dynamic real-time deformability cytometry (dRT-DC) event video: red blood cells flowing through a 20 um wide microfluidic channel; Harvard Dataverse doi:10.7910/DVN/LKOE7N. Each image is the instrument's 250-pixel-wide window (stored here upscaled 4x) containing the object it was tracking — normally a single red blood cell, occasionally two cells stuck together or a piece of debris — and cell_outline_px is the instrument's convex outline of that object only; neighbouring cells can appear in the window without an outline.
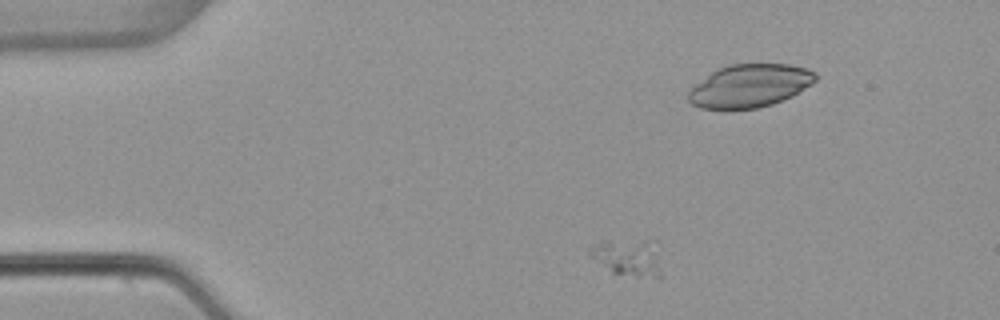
{"species": "common noctule bat (a hibernating species)", "species_latin": "Nyctalus noctula", "temperature_condition": "warm", "stored_images_in_passage": 52, "segment_of_instrument_passage": [2, 3], "camera_frame_rate_fps": 3000, "um_per_image_px": 0.085, "animal": {"sex": "female", "body_mass_g": 22.7, "forearm_length_mm": 54.2}, "frame": {"image": 1, "passage_image": 7, "time_ms": 2.0, "image_size_px": [1000, 320], "cell_outline_px": [[660, 276], [656, 280], [612, 272], [588, 256], [588, 248], [600, 240], [648, 240], [660, 268]], "centroid_in_image_um": [53.26, 21.9], "position_along_channel_um": 31.7, "area_um2": 15.14}}
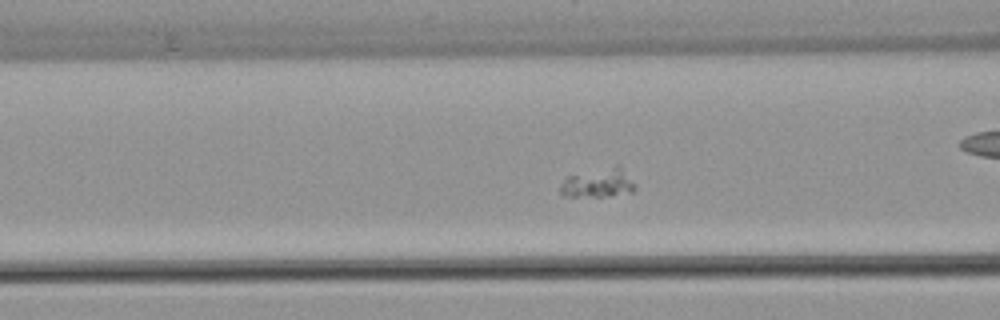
{"frame": {"image": 2, "passage_image": 18, "time_ms": 5.667, "image_size_px": [1000, 320], "cell_outline_px": [[636, 188], [632, 192], [612, 196], [564, 196], [560, 192], [560, 184], [568, 176], [616, 164], [620, 164], [636, 184]], "centroid_in_image_um": [50.9, 15.54], "position_along_channel_um": 115.7, "area_um2": 12.89}}